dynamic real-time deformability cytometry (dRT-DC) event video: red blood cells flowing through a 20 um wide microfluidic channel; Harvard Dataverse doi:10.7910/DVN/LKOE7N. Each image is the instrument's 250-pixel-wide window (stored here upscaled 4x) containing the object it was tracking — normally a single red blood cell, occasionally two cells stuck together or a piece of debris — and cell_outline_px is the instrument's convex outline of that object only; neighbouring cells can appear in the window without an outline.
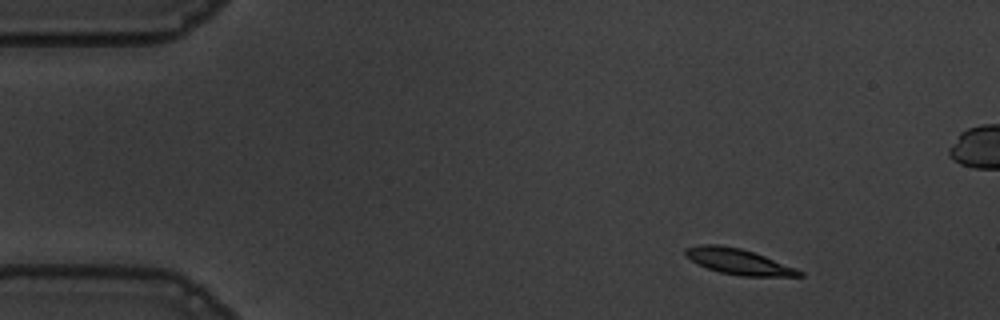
{"species": "common noctule bat (a hibernating species)", "species_latin": "Nyctalus noctula", "temperature_condition": "warm", "stored_images_in_passage": 51, "segment_of_instrument_passage": [1, 2], "camera_frame_rate_fps": 3000, "um_per_image_px": 0.085, "animal": {"sex": "male", "body_mass_g": 19.5, "forearm_length_mm": 54.6}, "frame": {"image": 1, "passage_image": 1, "time_ms": 0.0, "image_size_px": [1000, 320], "cell_outline_px": [[804, 276], [740, 276], [720, 272], [708, 268], [692, 260], [684, 252], [684, 248], [700, 244], [716, 244], [740, 248], [764, 256], [796, 268], [804, 272]], "centroid_in_image_um": [62.78, 22.23], "position_along_channel_um": 22.2, "area_um2": 16.76}}
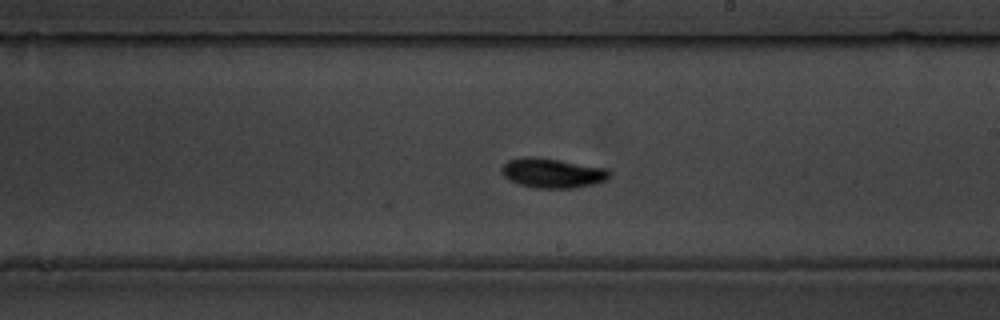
{"frame": {"image": 2, "passage_image": 26, "time_ms": 8.333, "image_size_px": [1000, 320], "cell_outline_px": [[612, 176], [608, 180], [596, 184], [572, 188], [536, 188], [520, 184], [508, 180], [500, 172], [500, 168], [508, 160], [524, 156], [532, 156], [560, 160], [608, 168], [612, 172]], "centroid_in_image_um": [46.99, 14.7], "position_along_channel_um": 242.0, "area_um2": 19.02}}
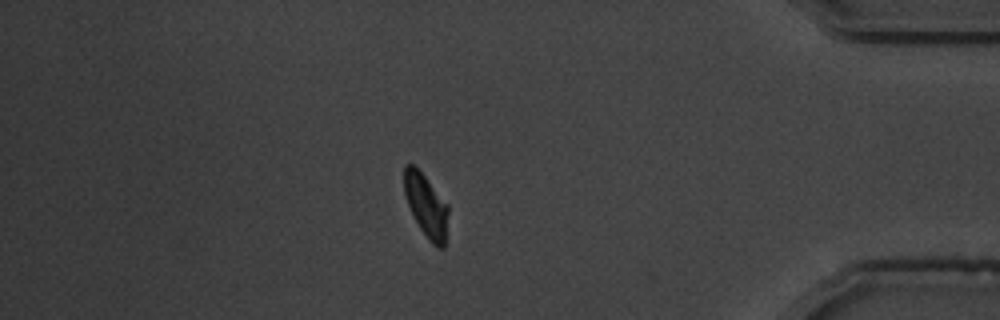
{"frame": {"image": 3, "passage_image": 42, "time_ms": 13.667, "image_size_px": [1000, 320], "cell_outline_px": [[448, 212], [444, 248], [440, 248], [432, 244], [428, 240], [420, 228], [408, 204], [404, 192], [404, 164], [412, 164], [424, 176], [448, 204]], "centroid_in_image_um": [36.22, 17.49], "position_along_channel_um": 399.0, "area_um2": 15.84}}